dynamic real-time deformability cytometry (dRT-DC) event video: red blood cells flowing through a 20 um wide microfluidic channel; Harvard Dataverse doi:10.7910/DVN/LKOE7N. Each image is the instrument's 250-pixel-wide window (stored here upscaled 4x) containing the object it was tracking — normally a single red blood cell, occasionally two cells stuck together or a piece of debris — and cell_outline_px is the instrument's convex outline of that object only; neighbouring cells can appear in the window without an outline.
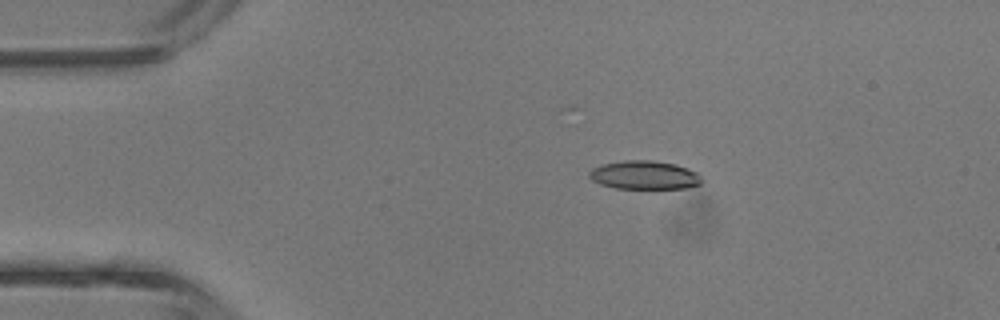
{"species": "common noctule bat (a hibernating species)", "species_latin": "Nyctalus noctula", "temperature_condition": "room temperature", "stored_images_in_passage": 44, "camera_frame_rate_fps": 3000, "um_per_image_px": 0.085, "animal": {"sex": "male", "body_mass_g": 13.3}, "frame": {"image": 1, "passage_image": 9, "time_ms": 2.667, "image_size_px": [1000, 320], "cell_outline_px": [[704, 180], [700, 184], [688, 188], [616, 188], [600, 184], [592, 180], [588, 176], [588, 172], [592, 168], [604, 164], [624, 160], [652, 160], [676, 164], [688, 168], [696, 172]], "centroid_in_image_um": [54.79, 14.88], "position_along_channel_um": 30.2, "area_um2": 18.79}}
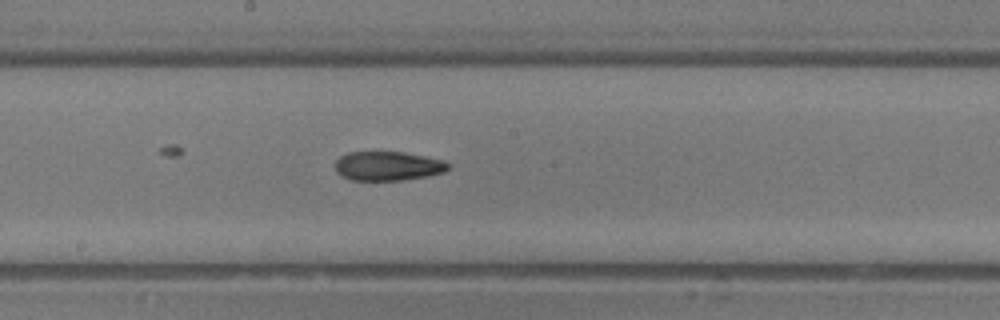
{"frame": {"image": 2, "passage_image": 24, "time_ms": 7.667, "image_size_px": [1000, 320], "cell_outline_px": [[448, 168], [444, 172], [428, 176], [400, 180], [352, 180], [340, 176], [336, 172], [336, 160], [340, 156], [348, 152], [404, 152], [444, 160], [448, 164]], "centroid_in_image_um": [32.94, 14.11], "position_along_channel_um": 215.3, "area_um2": 19.19}}
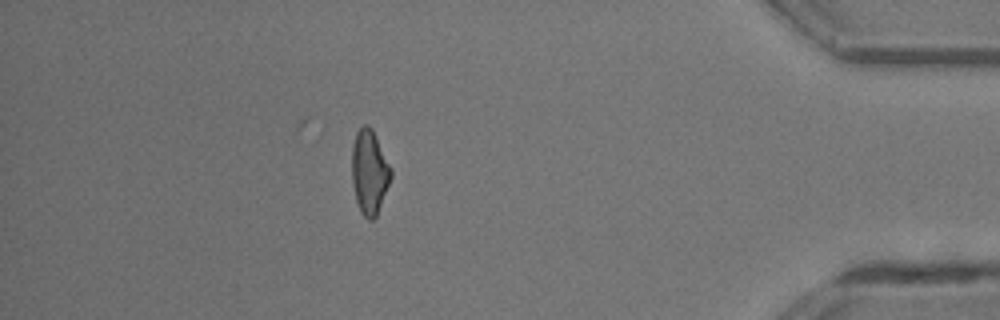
{"frame": {"image": 3, "passage_image": 39, "time_ms": 12.667, "image_size_px": [1000, 320], "cell_outline_px": [[392, 176], [376, 216], [372, 220], [368, 220], [360, 212], [356, 200], [352, 184], [352, 148], [356, 132], [364, 124], [368, 124], [372, 128], [392, 168]], "centroid_in_image_um": [31.4, 14.61], "position_along_channel_um": 403.8, "area_um2": 19.25}, "authors_computed_cell_mechanics": {"area_um2": 19.2474, "velocity_mm_per_s": 4.7516, "shape_relaxation_time_tau1_ms": 7.4547, "shape_relaxation_time_tau2_ms": 4.3875, "deformation_change_tau1": 0.2506, "deformation_change_tau2": 0.144}}